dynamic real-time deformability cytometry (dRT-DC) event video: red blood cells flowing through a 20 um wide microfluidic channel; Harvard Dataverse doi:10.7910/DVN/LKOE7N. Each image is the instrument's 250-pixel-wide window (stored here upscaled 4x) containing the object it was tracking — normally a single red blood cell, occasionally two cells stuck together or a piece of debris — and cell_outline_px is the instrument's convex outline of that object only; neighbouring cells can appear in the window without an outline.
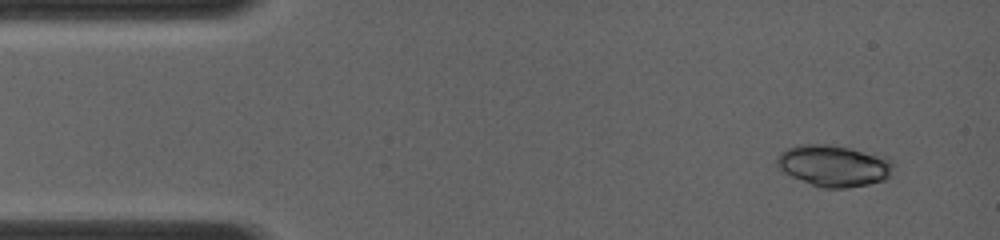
{"species": "common noctule bat (a hibernating species)", "species_latin": "Nyctalus noctula", "temperature_condition": "room temperature", "stored_images_in_passage": 3, "camera_frame_rate_fps": 4000, "um_per_image_px": 0.085, "animal": {"sex": "female", "body_mass_g": 19.0, "forearm_length_mm": 56.7}, "frame": {"image": 1, "passage_image": 1, "time_ms": 0.0, "image_size_px": [1000, 240], "cell_outline_px": [[896, 164], [892, 176], [888, 180], [848, 188], [824, 188], [812, 184], [792, 176], [784, 172], [776, 164], [776, 156], [780, 152], [788, 148], [800, 144], [828, 144], [888, 156]], "centroid_in_image_um": [70.96, 14.08], "position_along_channel_um": 14.0, "area_um2": 28.55}}